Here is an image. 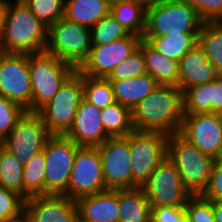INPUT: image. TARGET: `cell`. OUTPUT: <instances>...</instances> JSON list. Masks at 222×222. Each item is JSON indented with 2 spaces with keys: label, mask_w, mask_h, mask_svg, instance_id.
I'll return each mask as SVG.
<instances>
[{
  "label": "cell",
  "mask_w": 222,
  "mask_h": 222,
  "mask_svg": "<svg viewBox=\"0 0 222 222\" xmlns=\"http://www.w3.org/2000/svg\"><path fill=\"white\" fill-rule=\"evenodd\" d=\"M142 37L130 34L106 45L92 46L88 59L78 71L88 77L106 78L121 62L139 47Z\"/></svg>",
  "instance_id": "cell-16"
},
{
  "label": "cell",
  "mask_w": 222,
  "mask_h": 222,
  "mask_svg": "<svg viewBox=\"0 0 222 222\" xmlns=\"http://www.w3.org/2000/svg\"><path fill=\"white\" fill-rule=\"evenodd\" d=\"M222 112V74L213 80L212 113Z\"/></svg>",
  "instance_id": "cell-42"
},
{
  "label": "cell",
  "mask_w": 222,
  "mask_h": 222,
  "mask_svg": "<svg viewBox=\"0 0 222 222\" xmlns=\"http://www.w3.org/2000/svg\"><path fill=\"white\" fill-rule=\"evenodd\" d=\"M45 156L42 150L23 165L24 190L30 195H44Z\"/></svg>",
  "instance_id": "cell-31"
},
{
  "label": "cell",
  "mask_w": 222,
  "mask_h": 222,
  "mask_svg": "<svg viewBox=\"0 0 222 222\" xmlns=\"http://www.w3.org/2000/svg\"><path fill=\"white\" fill-rule=\"evenodd\" d=\"M203 23L186 0H159L147 6L143 37L198 35Z\"/></svg>",
  "instance_id": "cell-3"
},
{
  "label": "cell",
  "mask_w": 222,
  "mask_h": 222,
  "mask_svg": "<svg viewBox=\"0 0 222 222\" xmlns=\"http://www.w3.org/2000/svg\"><path fill=\"white\" fill-rule=\"evenodd\" d=\"M100 115L103 128L110 137H126L134 130L132 111L118 102L101 109Z\"/></svg>",
  "instance_id": "cell-28"
},
{
  "label": "cell",
  "mask_w": 222,
  "mask_h": 222,
  "mask_svg": "<svg viewBox=\"0 0 222 222\" xmlns=\"http://www.w3.org/2000/svg\"><path fill=\"white\" fill-rule=\"evenodd\" d=\"M151 222H188L184 207H151Z\"/></svg>",
  "instance_id": "cell-41"
},
{
  "label": "cell",
  "mask_w": 222,
  "mask_h": 222,
  "mask_svg": "<svg viewBox=\"0 0 222 222\" xmlns=\"http://www.w3.org/2000/svg\"><path fill=\"white\" fill-rule=\"evenodd\" d=\"M82 100V74L76 70L64 82L53 99L36 113L51 134L64 135L72 126Z\"/></svg>",
  "instance_id": "cell-8"
},
{
  "label": "cell",
  "mask_w": 222,
  "mask_h": 222,
  "mask_svg": "<svg viewBox=\"0 0 222 222\" xmlns=\"http://www.w3.org/2000/svg\"><path fill=\"white\" fill-rule=\"evenodd\" d=\"M184 117L183 91L176 85L160 84L132 111L136 131L179 133Z\"/></svg>",
  "instance_id": "cell-1"
},
{
  "label": "cell",
  "mask_w": 222,
  "mask_h": 222,
  "mask_svg": "<svg viewBox=\"0 0 222 222\" xmlns=\"http://www.w3.org/2000/svg\"><path fill=\"white\" fill-rule=\"evenodd\" d=\"M109 82L113 88L115 102L124 105L131 111L160 85L148 73L130 79Z\"/></svg>",
  "instance_id": "cell-21"
},
{
  "label": "cell",
  "mask_w": 222,
  "mask_h": 222,
  "mask_svg": "<svg viewBox=\"0 0 222 222\" xmlns=\"http://www.w3.org/2000/svg\"><path fill=\"white\" fill-rule=\"evenodd\" d=\"M213 81L188 88L183 93L184 114L212 113Z\"/></svg>",
  "instance_id": "cell-32"
},
{
  "label": "cell",
  "mask_w": 222,
  "mask_h": 222,
  "mask_svg": "<svg viewBox=\"0 0 222 222\" xmlns=\"http://www.w3.org/2000/svg\"><path fill=\"white\" fill-rule=\"evenodd\" d=\"M3 147H4L3 140L0 139V152H1Z\"/></svg>",
  "instance_id": "cell-49"
},
{
  "label": "cell",
  "mask_w": 222,
  "mask_h": 222,
  "mask_svg": "<svg viewBox=\"0 0 222 222\" xmlns=\"http://www.w3.org/2000/svg\"><path fill=\"white\" fill-rule=\"evenodd\" d=\"M31 13L46 27L64 17L65 0H23Z\"/></svg>",
  "instance_id": "cell-34"
},
{
  "label": "cell",
  "mask_w": 222,
  "mask_h": 222,
  "mask_svg": "<svg viewBox=\"0 0 222 222\" xmlns=\"http://www.w3.org/2000/svg\"><path fill=\"white\" fill-rule=\"evenodd\" d=\"M91 48V28L64 17L48 27L45 52L76 70L88 59Z\"/></svg>",
  "instance_id": "cell-6"
},
{
  "label": "cell",
  "mask_w": 222,
  "mask_h": 222,
  "mask_svg": "<svg viewBox=\"0 0 222 222\" xmlns=\"http://www.w3.org/2000/svg\"><path fill=\"white\" fill-rule=\"evenodd\" d=\"M107 3L112 6L114 4L120 3V2H124V1H128V0H106Z\"/></svg>",
  "instance_id": "cell-47"
},
{
  "label": "cell",
  "mask_w": 222,
  "mask_h": 222,
  "mask_svg": "<svg viewBox=\"0 0 222 222\" xmlns=\"http://www.w3.org/2000/svg\"><path fill=\"white\" fill-rule=\"evenodd\" d=\"M179 134L202 153L222 156V120L219 113L184 114Z\"/></svg>",
  "instance_id": "cell-15"
},
{
  "label": "cell",
  "mask_w": 222,
  "mask_h": 222,
  "mask_svg": "<svg viewBox=\"0 0 222 222\" xmlns=\"http://www.w3.org/2000/svg\"><path fill=\"white\" fill-rule=\"evenodd\" d=\"M118 222H151V206L141 187L119 189Z\"/></svg>",
  "instance_id": "cell-23"
},
{
  "label": "cell",
  "mask_w": 222,
  "mask_h": 222,
  "mask_svg": "<svg viewBox=\"0 0 222 222\" xmlns=\"http://www.w3.org/2000/svg\"><path fill=\"white\" fill-rule=\"evenodd\" d=\"M47 32L48 27L31 13L23 0H7L0 37V52L17 54L44 52Z\"/></svg>",
  "instance_id": "cell-2"
},
{
  "label": "cell",
  "mask_w": 222,
  "mask_h": 222,
  "mask_svg": "<svg viewBox=\"0 0 222 222\" xmlns=\"http://www.w3.org/2000/svg\"><path fill=\"white\" fill-rule=\"evenodd\" d=\"M215 215V222H222V201H211Z\"/></svg>",
  "instance_id": "cell-44"
},
{
  "label": "cell",
  "mask_w": 222,
  "mask_h": 222,
  "mask_svg": "<svg viewBox=\"0 0 222 222\" xmlns=\"http://www.w3.org/2000/svg\"><path fill=\"white\" fill-rule=\"evenodd\" d=\"M129 35L110 13L91 28L92 46L106 45Z\"/></svg>",
  "instance_id": "cell-33"
},
{
  "label": "cell",
  "mask_w": 222,
  "mask_h": 222,
  "mask_svg": "<svg viewBox=\"0 0 222 222\" xmlns=\"http://www.w3.org/2000/svg\"><path fill=\"white\" fill-rule=\"evenodd\" d=\"M83 98L100 110L115 102L111 83L106 78L82 75Z\"/></svg>",
  "instance_id": "cell-30"
},
{
  "label": "cell",
  "mask_w": 222,
  "mask_h": 222,
  "mask_svg": "<svg viewBox=\"0 0 222 222\" xmlns=\"http://www.w3.org/2000/svg\"><path fill=\"white\" fill-rule=\"evenodd\" d=\"M144 56L146 72L162 85L179 87V62L153 49L144 39L138 47Z\"/></svg>",
  "instance_id": "cell-22"
},
{
  "label": "cell",
  "mask_w": 222,
  "mask_h": 222,
  "mask_svg": "<svg viewBox=\"0 0 222 222\" xmlns=\"http://www.w3.org/2000/svg\"><path fill=\"white\" fill-rule=\"evenodd\" d=\"M151 207H184L192 194L182 183L179 171L166 157L141 186Z\"/></svg>",
  "instance_id": "cell-10"
},
{
  "label": "cell",
  "mask_w": 222,
  "mask_h": 222,
  "mask_svg": "<svg viewBox=\"0 0 222 222\" xmlns=\"http://www.w3.org/2000/svg\"><path fill=\"white\" fill-rule=\"evenodd\" d=\"M219 75L198 44L179 61V88L183 93L193 86L212 82Z\"/></svg>",
  "instance_id": "cell-20"
},
{
  "label": "cell",
  "mask_w": 222,
  "mask_h": 222,
  "mask_svg": "<svg viewBox=\"0 0 222 222\" xmlns=\"http://www.w3.org/2000/svg\"><path fill=\"white\" fill-rule=\"evenodd\" d=\"M142 39L163 56L178 62L190 49L198 44V35H167L142 37Z\"/></svg>",
  "instance_id": "cell-26"
},
{
  "label": "cell",
  "mask_w": 222,
  "mask_h": 222,
  "mask_svg": "<svg viewBox=\"0 0 222 222\" xmlns=\"http://www.w3.org/2000/svg\"><path fill=\"white\" fill-rule=\"evenodd\" d=\"M167 141L168 136L160 132L129 133L133 188L141 187L167 157Z\"/></svg>",
  "instance_id": "cell-9"
},
{
  "label": "cell",
  "mask_w": 222,
  "mask_h": 222,
  "mask_svg": "<svg viewBox=\"0 0 222 222\" xmlns=\"http://www.w3.org/2000/svg\"><path fill=\"white\" fill-rule=\"evenodd\" d=\"M110 13L106 0H65L64 18L88 28Z\"/></svg>",
  "instance_id": "cell-24"
},
{
  "label": "cell",
  "mask_w": 222,
  "mask_h": 222,
  "mask_svg": "<svg viewBox=\"0 0 222 222\" xmlns=\"http://www.w3.org/2000/svg\"><path fill=\"white\" fill-rule=\"evenodd\" d=\"M6 7H7V0H0V37L3 30Z\"/></svg>",
  "instance_id": "cell-45"
},
{
  "label": "cell",
  "mask_w": 222,
  "mask_h": 222,
  "mask_svg": "<svg viewBox=\"0 0 222 222\" xmlns=\"http://www.w3.org/2000/svg\"><path fill=\"white\" fill-rule=\"evenodd\" d=\"M51 135L36 112L26 111L3 140V144L24 165L44 149Z\"/></svg>",
  "instance_id": "cell-14"
},
{
  "label": "cell",
  "mask_w": 222,
  "mask_h": 222,
  "mask_svg": "<svg viewBox=\"0 0 222 222\" xmlns=\"http://www.w3.org/2000/svg\"><path fill=\"white\" fill-rule=\"evenodd\" d=\"M74 222H89V221H86V220H84L83 218H81L80 216L77 215Z\"/></svg>",
  "instance_id": "cell-48"
},
{
  "label": "cell",
  "mask_w": 222,
  "mask_h": 222,
  "mask_svg": "<svg viewBox=\"0 0 222 222\" xmlns=\"http://www.w3.org/2000/svg\"><path fill=\"white\" fill-rule=\"evenodd\" d=\"M2 222H33L25 206L19 210L16 214L8 216Z\"/></svg>",
  "instance_id": "cell-43"
},
{
  "label": "cell",
  "mask_w": 222,
  "mask_h": 222,
  "mask_svg": "<svg viewBox=\"0 0 222 222\" xmlns=\"http://www.w3.org/2000/svg\"><path fill=\"white\" fill-rule=\"evenodd\" d=\"M75 68L49 53L29 54L31 112H37L53 99Z\"/></svg>",
  "instance_id": "cell-5"
},
{
  "label": "cell",
  "mask_w": 222,
  "mask_h": 222,
  "mask_svg": "<svg viewBox=\"0 0 222 222\" xmlns=\"http://www.w3.org/2000/svg\"><path fill=\"white\" fill-rule=\"evenodd\" d=\"M204 22L222 21V0H186Z\"/></svg>",
  "instance_id": "cell-38"
},
{
  "label": "cell",
  "mask_w": 222,
  "mask_h": 222,
  "mask_svg": "<svg viewBox=\"0 0 222 222\" xmlns=\"http://www.w3.org/2000/svg\"><path fill=\"white\" fill-rule=\"evenodd\" d=\"M107 190L98 147H80L74 157L67 197L76 200Z\"/></svg>",
  "instance_id": "cell-11"
},
{
  "label": "cell",
  "mask_w": 222,
  "mask_h": 222,
  "mask_svg": "<svg viewBox=\"0 0 222 222\" xmlns=\"http://www.w3.org/2000/svg\"><path fill=\"white\" fill-rule=\"evenodd\" d=\"M147 6L128 0L110 6V14L130 33L143 37L146 28Z\"/></svg>",
  "instance_id": "cell-25"
},
{
  "label": "cell",
  "mask_w": 222,
  "mask_h": 222,
  "mask_svg": "<svg viewBox=\"0 0 222 222\" xmlns=\"http://www.w3.org/2000/svg\"><path fill=\"white\" fill-rule=\"evenodd\" d=\"M78 216L89 222L119 221V189H107L75 200Z\"/></svg>",
  "instance_id": "cell-19"
},
{
  "label": "cell",
  "mask_w": 222,
  "mask_h": 222,
  "mask_svg": "<svg viewBox=\"0 0 222 222\" xmlns=\"http://www.w3.org/2000/svg\"><path fill=\"white\" fill-rule=\"evenodd\" d=\"M167 157L192 196L202 195L209 183L214 158L202 153L179 133L168 136Z\"/></svg>",
  "instance_id": "cell-4"
},
{
  "label": "cell",
  "mask_w": 222,
  "mask_h": 222,
  "mask_svg": "<svg viewBox=\"0 0 222 222\" xmlns=\"http://www.w3.org/2000/svg\"><path fill=\"white\" fill-rule=\"evenodd\" d=\"M26 110L18 103L0 95V139L4 140Z\"/></svg>",
  "instance_id": "cell-36"
},
{
  "label": "cell",
  "mask_w": 222,
  "mask_h": 222,
  "mask_svg": "<svg viewBox=\"0 0 222 222\" xmlns=\"http://www.w3.org/2000/svg\"><path fill=\"white\" fill-rule=\"evenodd\" d=\"M98 150L106 189H133L129 134L109 137L98 146Z\"/></svg>",
  "instance_id": "cell-13"
},
{
  "label": "cell",
  "mask_w": 222,
  "mask_h": 222,
  "mask_svg": "<svg viewBox=\"0 0 222 222\" xmlns=\"http://www.w3.org/2000/svg\"><path fill=\"white\" fill-rule=\"evenodd\" d=\"M33 222H74L75 200L64 195H35L24 201Z\"/></svg>",
  "instance_id": "cell-18"
},
{
  "label": "cell",
  "mask_w": 222,
  "mask_h": 222,
  "mask_svg": "<svg viewBox=\"0 0 222 222\" xmlns=\"http://www.w3.org/2000/svg\"><path fill=\"white\" fill-rule=\"evenodd\" d=\"M201 196L209 201H222V156L214 160L209 183Z\"/></svg>",
  "instance_id": "cell-39"
},
{
  "label": "cell",
  "mask_w": 222,
  "mask_h": 222,
  "mask_svg": "<svg viewBox=\"0 0 222 222\" xmlns=\"http://www.w3.org/2000/svg\"><path fill=\"white\" fill-rule=\"evenodd\" d=\"M137 1H140V2L144 3L146 6H148V5L158 2L159 0H137Z\"/></svg>",
  "instance_id": "cell-46"
},
{
  "label": "cell",
  "mask_w": 222,
  "mask_h": 222,
  "mask_svg": "<svg viewBox=\"0 0 222 222\" xmlns=\"http://www.w3.org/2000/svg\"><path fill=\"white\" fill-rule=\"evenodd\" d=\"M198 45L209 62L222 74V21L204 22L198 34Z\"/></svg>",
  "instance_id": "cell-29"
},
{
  "label": "cell",
  "mask_w": 222,
  "mask_h": 222,
  "mask_svg": "<svg viewBox=\"0 0 222 222\" xmlns=\"http://www.w3.org/2000/svg\"><path fill=\"white\" fill-rule=\"evenodd\" d=\"M24 201L20 195L0 185V222L21 210Z\"/></svg>",
  "instance_id": "cell-40"
},
{
  "label": "cell",
  "mask_w": 222,
  "mask_h": 222,
  "mask_svg": "<svg viewBox=\"0 0 222 222\" xmlns=\"http://www.w3.org/2000/svg\"><path fill=\"white\" fill-rule=\"evenodd\" d=\"M145 59L138 48L123 62L118 64L106 77L108 81H117L134 78L146 74Z\"/></svg>",
  "instance_id": "cell-35"
},
{
  "label": "cell",
  "mask_w": 222,
  "mask_h": 222,
  "mask_svg": "<svg viewBox=\"0 0 222 222\" xmlns=\"http://www.w3.org/2000/svg\"><path fill=\"white\" fill-rule=\"evenodd\" d=\"M80 148L63 134H52L44 146V195H64L73 167L74 157Z\"/></svg>",
  "instance_id": "cell-7"
},
{
  "label": "cell",
  "mask_w": 222,
  "mask_h": 222,
  "mask_svg": "<svg viewBox=\"0 0 222 222\" xmlns=\"http://www.w3.org/2000/svg\"><path fill=\"white\" fill-rule=\"evenodd\" d=\"M184 208L188 222H215L212 202L201 195L192 196Z\"/></svg>",
  "instance_id": "cell-37"
},
{
  "label": "cell",
  "mask_w": 222,
  "mask_h": 222,
  "mask_svg": "<svg viewBox=\"0 0 222 222\" xmlns=\"http://www.w3.org/2000/svg\"><path fill=\"white\" fill-rule=\"evenodd\" d=\"M101 110L84 98L78 106L74 122L64 134L80 147H98L110 136L101 122Z\"/></svg>",
  "instance_id": "cell-17"
},
{
  "label": "cell",
  "mask_w": 222,
  "mask_h": 222,
  "mask_svg": "<svg viewBox=\"0 0 222 222\" xmlns=\"http://www.w3.org/2000/svg\"><path fill=\"white\" fill-rule=\"evenodd\" d=\"M0 95L31 112L29 54L0 52Z\"/></svg>",
  "instance_id": "cell-12"
},
{
  "label": "cell",
  "mask_w": 222,
  "mask_h": 222,
  "mask_svg": "<svg viewBox=\"0 0 222 222\" xmlns=\"http://www.w3.org/2000/svg\"><path fill=\"white\" fill-rule=\"evenodd\" d=\"M0 185L27 200L30 195L24 190L23 164L4 147L0 152Z\"/></svg>",
  "instance_id": "cell-27"
}]
</instances>
